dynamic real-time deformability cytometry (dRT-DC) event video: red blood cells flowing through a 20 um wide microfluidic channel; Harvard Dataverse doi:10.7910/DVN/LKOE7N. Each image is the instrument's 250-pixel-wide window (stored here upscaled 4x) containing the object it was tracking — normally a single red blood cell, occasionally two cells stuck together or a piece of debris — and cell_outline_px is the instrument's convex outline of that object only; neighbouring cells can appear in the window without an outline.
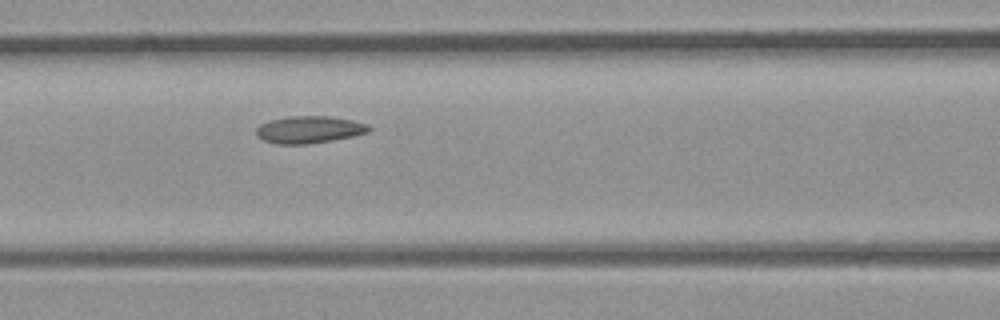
{"species": "common noctule bat (a hibernating species)", "species_latin": "Nyctalus noctula", "temperature_condition": "room temperature", "stored_images_in_passage": 4, "camera_frame_rate_fps": 3000, "um_per_image_px": 0.085, "animal": {"sex": "male", "body_mass_g": 23.1, "forearm_length_mm": 52.7}, "frame": {"image": 1, "passage_image": 4, "time_ms": 1.0, "image_size_px": [1000, 320], "cell_outline_px": [[372, 128], [368, 132], [352, 136], [304, 144], [276, 144], [264, 140], [256, 136], [256, 128], [260, 124], [272, 120], [288, 116], [328, 116], [352, 120], [368, 124]], "centroid_in_image_um": [26.26, 11.01], "position_along_channel_um": 140.3, "area_um2": 17.63}}